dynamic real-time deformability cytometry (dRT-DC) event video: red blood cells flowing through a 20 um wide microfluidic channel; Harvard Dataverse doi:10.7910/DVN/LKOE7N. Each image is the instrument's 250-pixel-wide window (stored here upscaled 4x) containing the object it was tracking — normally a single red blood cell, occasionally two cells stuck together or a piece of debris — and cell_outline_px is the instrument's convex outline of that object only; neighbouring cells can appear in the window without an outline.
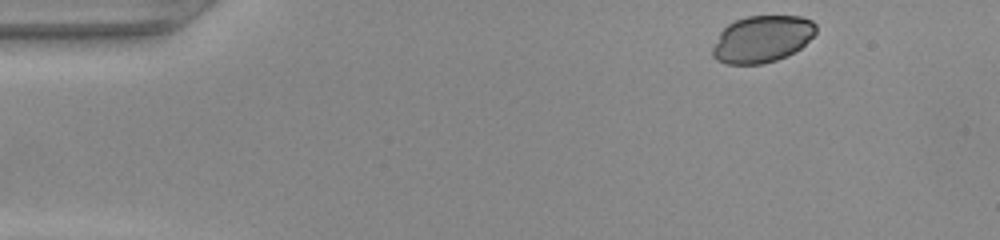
{"species": "common noctule bat (a hibernating species)", "species_latin": "Nyctalus noctula", "temperature_condition": "warm", "stored_images_in_passage": 45, "camera_frame_rate_fps": 3000, "um_per_image_px": 0.085, "animal": {"sex": "female", "body_mass_g": 22.0, "forearm_length_mm": 56.7}, "frame": {"image": 1, "passage_image": 1, "time_ms": 0.0, "image_size_px": [1000, 240], "cell_outline_px": [[816, 32], [800, 48], [776, 60], [760, 64], [724, 64], [716, 60], [712, 56], [712, 48], [720, 32], [728, 24], [736, 20], [748, 16], [800, 16], [812, 20], [816, 24]], "centroid_in_image_um": [64.75, 3.31], "position_along_channel_um": 20.3, "area_um2": 28.09}}